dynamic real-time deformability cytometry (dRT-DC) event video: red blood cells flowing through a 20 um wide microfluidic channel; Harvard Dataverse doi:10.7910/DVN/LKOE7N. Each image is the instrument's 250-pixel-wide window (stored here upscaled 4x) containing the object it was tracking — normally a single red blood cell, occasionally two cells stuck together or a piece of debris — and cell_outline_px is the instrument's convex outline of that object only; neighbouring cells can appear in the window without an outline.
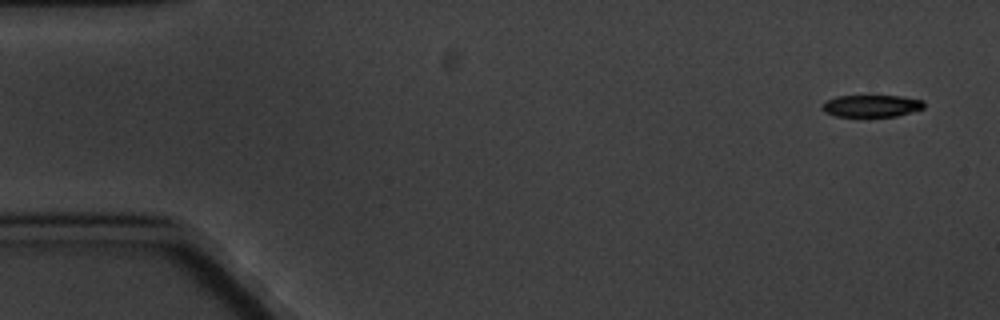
{"species": "common noctule bat (a hibernating species)", "species_latin": "Nyctalus noctula", "temperature_condition": "cold", "stored_images_in_passage": 6, "segment_of_instrument_passage": [1, 2], "camera_frame_rate_fps": 3000, "um_per_image_px": 0.085, "animal": {"sex": "male", "body_mass_g": 20.1, "forearm_length_mm": 53.5}, "frame": {"image": 1, "passage_image": 1, "time_ms": 0.0, "image_size_px": [1000, 320], "cell_outline_px": [[924, 108], [912, 112], [896, 116], [836, 116], [824, 112], [820, 108], [820, 104], [836, 96], [900, 96], [924, 100]], "centroid_in_image_um": [74.06, 9.0], "position_along_channel_um": 10.9, "area_um2": 13.12}}
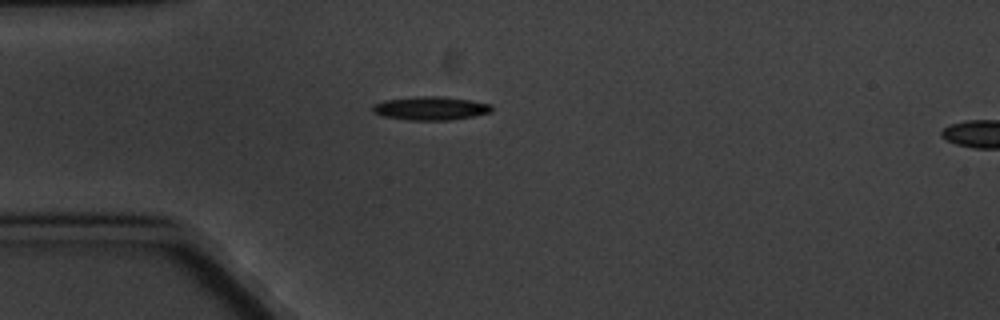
{"frame": {"image": 2, "passage_image": 5, "time_ms": 4.333, "image_size_px": [1000, 320], "cell_outline_px": [[492, 112], [472, 116], [448, 120], [404, 120], [384, 116], [372, 112], [372, 104], [384, 100], [424, 96], [440, 96], [468, 100], [492, 104]], "centroid_in_image_um": [36.57, 9.21], "position_along_channel_um": 48.4, "area_um2": 16.24}}